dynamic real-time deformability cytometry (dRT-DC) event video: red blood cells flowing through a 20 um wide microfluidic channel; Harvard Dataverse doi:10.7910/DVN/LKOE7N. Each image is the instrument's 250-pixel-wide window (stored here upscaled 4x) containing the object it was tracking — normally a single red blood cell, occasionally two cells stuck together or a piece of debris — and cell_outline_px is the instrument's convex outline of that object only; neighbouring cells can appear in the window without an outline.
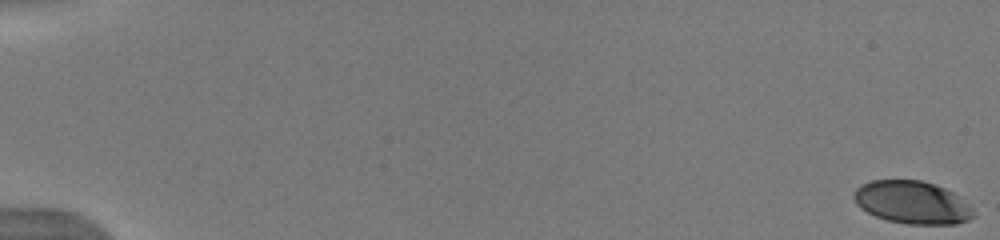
{"species": "human", "species_latin": "Homo sapiens", "temperature_condition": "warm", "stored_images_in_passage": 53, "camera_frame_rate_fps": 3000, "um_per_image_px": 0.085, "donor": {"sex": "male"}, "frame": {"image": 1, "passage_image": 1, "time_ms": 0.0, "image_size_px": [1000, 240], "cell_outline_px": [[976, 216], [968, 220], [956, 224], [908, 224], [888, 220], [876, 216], [860, 208], [856, 204], [852, 196], [852, 192], [860, 184], [872, 180], [920, 180], [944, 188], [952, 192], [972, 208]], "centroid_in_image_um": [77.5, 17.2], "position_along_channel_um": 7.5, "area_um2": 29.77}}
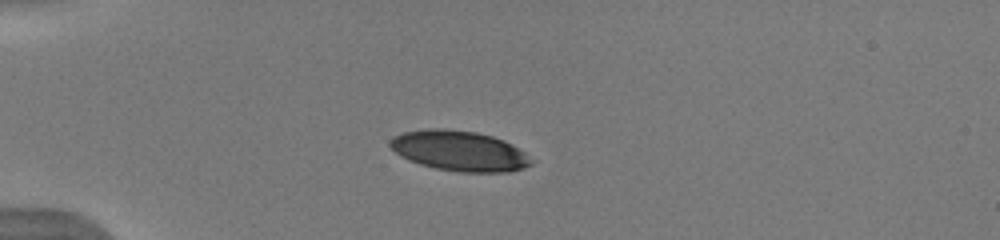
{"frame": {"image": 2, "passage_image": 16, "time_ms": 5.0, "image_size_px": [1000, 240], "cell_outline_px": [[536, 160], [532, 164], [524, 168], [508, 172], [460, 172], [436, 168], [420, 164], [408, 160], [400, 156], [388, 144], [388, 140], [392, 136], [404, 132], [428, 128], [444, 128], [476, 132], [492, 136], [504, 140], [512, 144]], "centroid_in_image_um": [39.05, 12.82], "position_along_channel_um": 45.9, "area_um2": 33.41}}
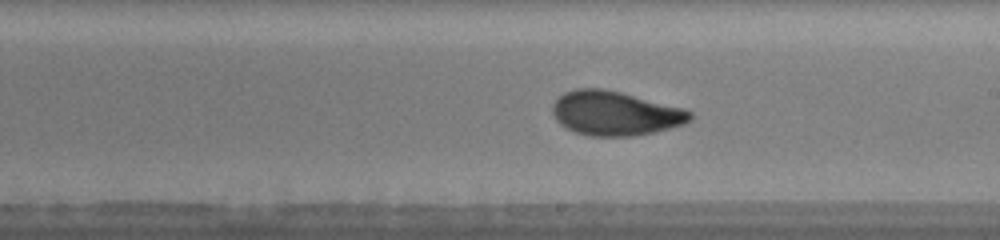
{"frame": {"image": 3, "passage_image": 33, "time_ms": 10.667, "image_size_px": [1000, 240], "cell_outline_px": [[692, 120], [684, 124], [652, 132], [632, 136], [588, 136], [576, 132], [560, 124], [556, 120], [552, 112], [552, 104], [564, 92], [576, 88], [604, 88], [684, 108], [692, 112]], "centroid_in_image_um": [52.27, 9.62], "position_along_channel_um": 236.7, "area_um2": 35.43}, "authors_computed_cell_mechanics": {"area_um2": 33.9864, "velocity_mm_per_s": 3.9644, "shape_relaxation_time_tau1_ms": 4.0668, "shape_relaxation_time_tau2_ms": 1.0811, "deformation_change_tau1": 0.1552, "deformation_change_tau2": 0.0615}}